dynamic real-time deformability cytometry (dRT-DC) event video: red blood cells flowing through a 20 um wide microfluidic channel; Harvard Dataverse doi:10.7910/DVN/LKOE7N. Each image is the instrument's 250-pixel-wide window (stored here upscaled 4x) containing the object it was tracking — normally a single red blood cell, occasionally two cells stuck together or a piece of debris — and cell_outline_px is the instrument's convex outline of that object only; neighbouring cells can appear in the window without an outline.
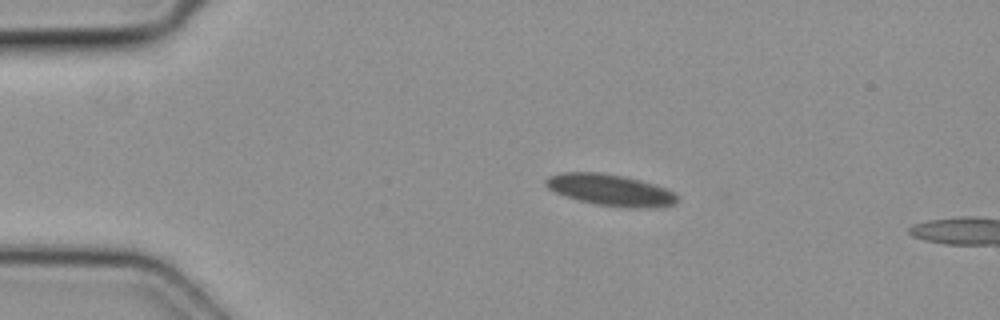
{"species": "common noctule bat (a hibernating species)", "species_latin": "Nyctalus noctula", "temperature_condition": "cold", "stored_images_in_passage": 3, "camera_frame_rate_fps": 3000, "um_per_image_px": 0.085, "animal": {"sex": "female", "body_mass_g": 19.3, "forearm_length_mm": 54.1}, "frame": {"image": 1, "passage_image": 2, "time_ms": 0.333, "image_size_px": [1000, 320], "cell_outline_px": [[680, 196], [676, 204], [656, 208], [628, 208], [596, 204], [580, 200], [556, 192], [548, 188], [544, 184], [544, 180], [548, 176], [560, 172], [600, 172], [624, 176], [656, 184], [676, 192]], "centroid_in_image_um": [51.96, 16.15], "position_along_channel_um": 33.0, "area_um2": 24.45}}